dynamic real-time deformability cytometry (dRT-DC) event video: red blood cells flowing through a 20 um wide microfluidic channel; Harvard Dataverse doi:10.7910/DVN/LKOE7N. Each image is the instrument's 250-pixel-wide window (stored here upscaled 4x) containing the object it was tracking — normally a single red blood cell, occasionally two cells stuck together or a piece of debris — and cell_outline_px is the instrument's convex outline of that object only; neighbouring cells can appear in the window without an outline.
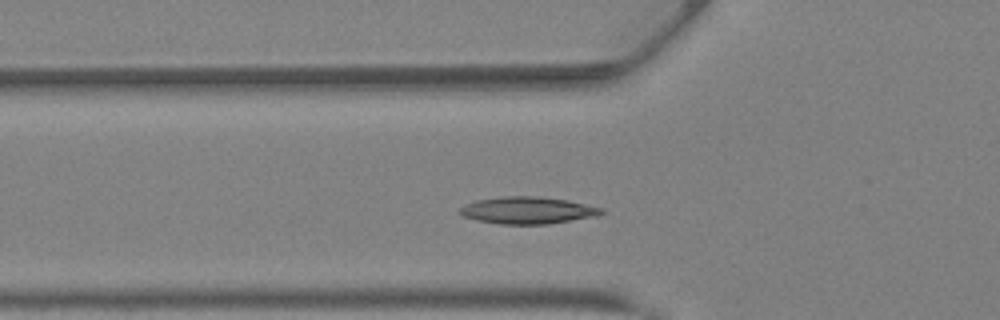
{"species": "Egyptian fruit bat (a non-hibernating species)", "species_latin": "Rousettus aegyptiacus", "temperature_condition": "warm", "stored_images_in_passage": 26, "camera_frame_rate_fps": 3000, "um_per_image_px": 0.085, "animal": {"sex": "female"}, "frame": {"image": 1, "passage_image": 4, "time_ms": 1.0, "image_size_px": [1000, 320], "cell_outline_px": [[604, 212], [600, 216], [548, 224], [500, 224], [476, 220], [464, 216], [460, 212], [460, 208], [476, 200], [500, 196], [536, 196], [568, 200], [604, 208]], "centroid_in_image_um": [44.92, 17.88], "position_along_channel_um": 80.9, "area_um2": 22.37}}
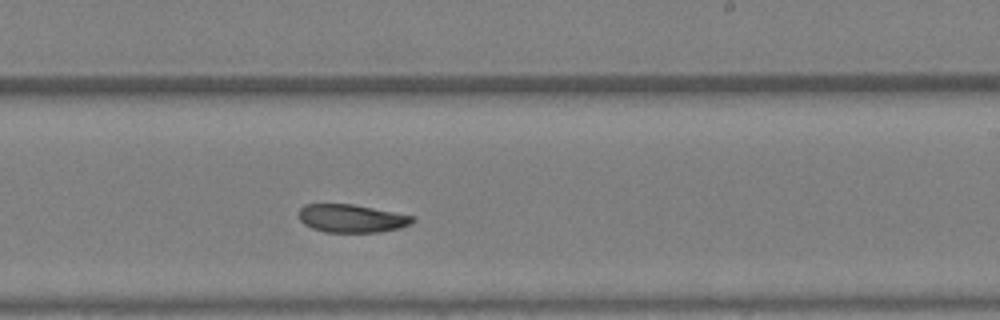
{"frame": {"image": 2, "passage_image": 15, "time_ms": 4.667, "image_size_px": [1000, 320], "cell_outline_px": [[416, 220], [412, 224], [400, 228], [380, 232], [324, 232], [312, 228], [304, 224], [300, 220], [296, 212], [304, 204], [352, 204], [416, 216]], "centroid_in_image_um": [29.89, 18.56], "position_along_channel_um": 259.1, "area_um2": 18.9}}
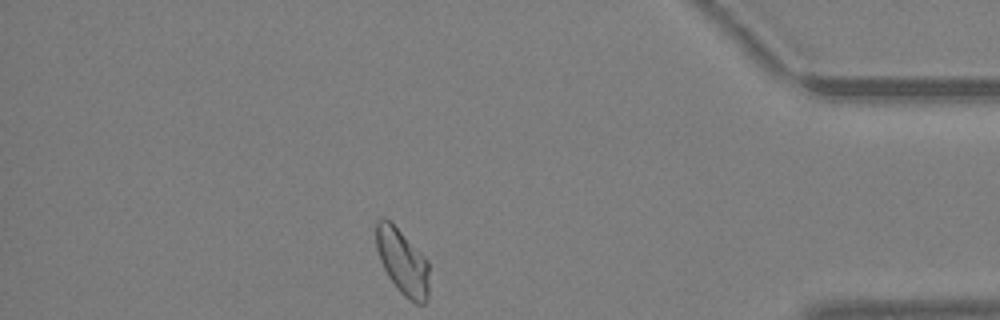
{"frame": {"image": 3, "passage_image": 26, "time_ms": 8.333, "image_size_px": [1000, 320], "cell_outline_px": [[428, 296], [424, 304], [416, 304], [404, 296], [400, 292], [388, 276], [380, 260], [376, 248], [376, 220], [384, 216], [428, 260]], "centroid_in_image_um": [34.2, 22.27], "position_along_channel_um": 401.0, "area_um2": 19.94}, "authors_computed_cell_mechanics": {"area_um2": 19.7965, "velocity_mm_per_s": 4.8673, "shape_relaxation_time_tau1_ms": 10.2775, "shape_relaxation_time_tau2_ms": 1.6291, "deformation_change_tau1": 0.209, "deformation_change_tau2": 0.0537}}